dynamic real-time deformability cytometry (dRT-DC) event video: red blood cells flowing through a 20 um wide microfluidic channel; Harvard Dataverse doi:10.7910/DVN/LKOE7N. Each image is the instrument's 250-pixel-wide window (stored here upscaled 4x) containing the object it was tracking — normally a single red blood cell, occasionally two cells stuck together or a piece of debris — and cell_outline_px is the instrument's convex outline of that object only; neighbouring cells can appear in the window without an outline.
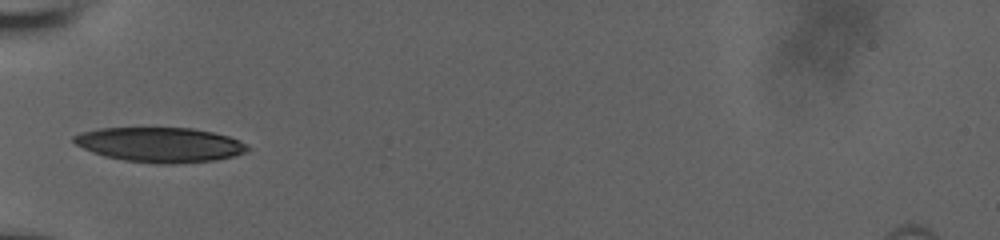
{"species": "human", "species_latin": "Homo sapiens", "temperature_condition": "room temperature", "stored_images_in_passage": 36, "camera_frame_rate_fps": 3000, "um_per_image_px": 0.085, "donor": {"sex": "male"}, "frame": {"image": 1, "passage_image": 1, "time_ms": 0.0, "image_size_px": [1000, 240], "cell_outline_px": [[248, 152], [216, 160], [172, 164], [160, 164], [124, 160], [104, 156], [92, 152], [76, 144], [72, 140], [72, 136], [80, 132], [100, 128], [192, 128], [212, 132], [228, 136], [240, 140], [248, 144]], "centroid_in_image_um": [13.61, 12.3], "position_along_channel_um": 71.4, "area_um2": 35.26}}
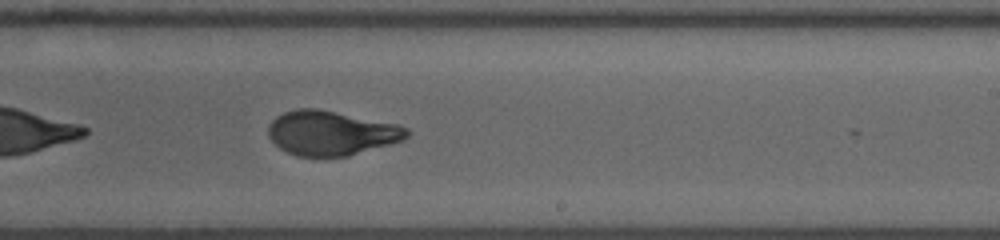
{"frame": {"image": 2, "passage_image": 16, "time_ms": 5.0, "image_size_px": [1000, 240], "cell_outline_px": [[408, 136], [404, 140], [392, 144], [348, 156], [296, 156], [280, 148], [268, 136], [268, 124], [276, 116], [284, 112], [296, 108], [316, 108], [396, 124], [408, 128]], "centroid_in_image_um": [28.14, 11.31], "position_along_channel_um": 260.9, "area_um2": 35.84}}
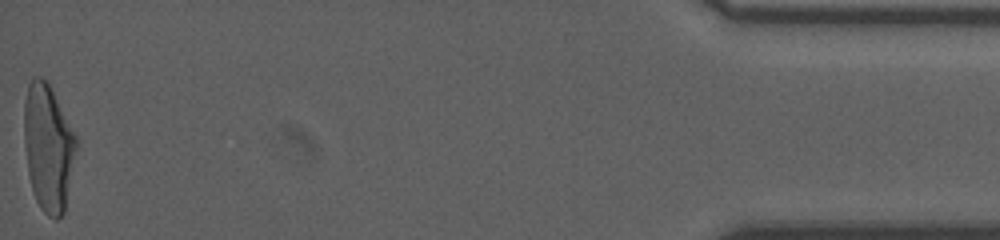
{"frame": {"image": 3, "passage_image": 36, "time_ms": 11.667, "image_size_px": [1000, 240], "cell_outline_px": [[76, 148], [64, 212], [56, 220], [48, 216], [40, 208], [36, 200], [32, 188], [28, 172], [24, 144], [24, 100], [28, 84], [32, 76], [40, 76], [48, 80], [76, 136]], "centroid_in_image_um": [4.07, 12.48], "position_along_channel_um": 431.1, "area_um2": 38.49}, "authors_computed_cell_mechanics": {"area_um2": 36.1828, "velocity_mm_per_s": 3.8311, "shape_relaxation_time_tau1_ms": 4.7666, "shape_relaxation_time_tau2_ms": 0.765, "deformation_change_tau1": 0.2047, "deformation_change_tau2": 0.0638}}